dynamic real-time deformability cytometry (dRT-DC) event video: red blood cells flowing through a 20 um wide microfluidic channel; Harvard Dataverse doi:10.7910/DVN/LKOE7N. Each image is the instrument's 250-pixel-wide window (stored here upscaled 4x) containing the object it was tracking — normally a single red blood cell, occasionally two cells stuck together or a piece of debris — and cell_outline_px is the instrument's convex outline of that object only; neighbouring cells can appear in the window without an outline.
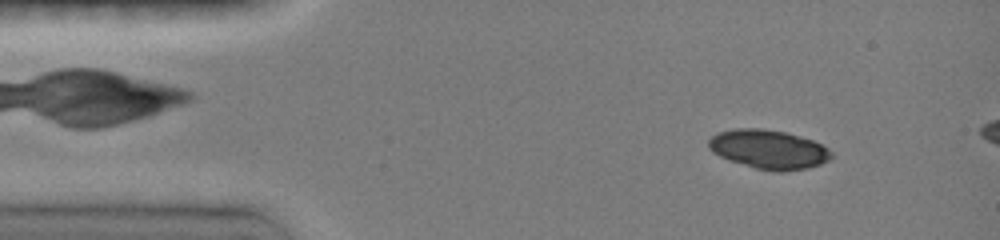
{"species": "common noctule bat (a hibernating species)", "species_latin": "Nyctalus noctula", "temperature_condition": "room temperature", "stored_images_in_passage": 22, "camera_frame_rate_fps": 3000, "um_per_image_px": 0.085, "animal": {"sex": "female", "body_mass_g": 19.0, "forearm_length_mm": 51.5}, "frame": {"image": 1, "passage_image": 3, "time_ms": 1.0, "image_size_px": [1000, 240], "cell_outline_px": [[832, 156], [828, 160], [820, 164], [808, 168], [784, 172], [776, 172], [756, 168], [728, 160], [712, 152], [708, 148], [708, 140], [716, 132], [736, 128], [760, 128], [784, 132], [800, 136], [812, 140], [828, 148], [832, 152]], "centroid_in_image_um": [65.31, 12.69], "position_along_channel_um": 19.7, "area_um2": 28.03}}
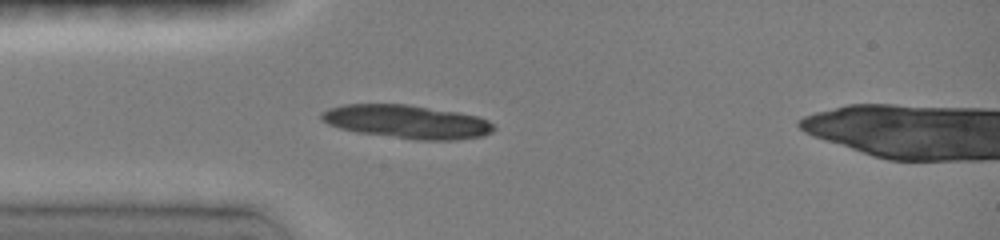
{"frame": {"image": 2, "passage_image": 9, "time_ms": 3.333, "image_size_px": [1000, 240], "cell_outline_px": [[496, 128], [492, 132], [484, 136], [456, 140], [416, 140], [356, 132], [340, 128], [328, 124], [320, 116], [320, 112], [328, 108], [344, 104], [404, 104], [456, 112], [480, 116], [488, 120]], "centroid_in_image_um": [34.6, 10.35], "position_along_channel_um": 50.4, "area_um2": 33.7}}